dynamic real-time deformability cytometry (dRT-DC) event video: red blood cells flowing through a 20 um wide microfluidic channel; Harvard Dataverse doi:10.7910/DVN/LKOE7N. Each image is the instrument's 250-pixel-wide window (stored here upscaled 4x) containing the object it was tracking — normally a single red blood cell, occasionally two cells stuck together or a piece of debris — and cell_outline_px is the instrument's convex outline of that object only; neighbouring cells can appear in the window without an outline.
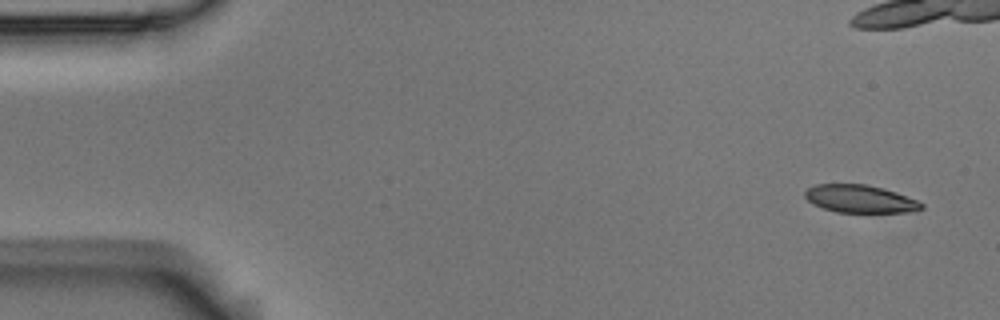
{"species": "Egyptian fruit bat (a non-hibernating species)", "species_latin": "Rousettus aegyptiacus", "temperature_condition": "room temperature", "stored_images_in_passage": 6, "camera_frame_rate_fps": 3000, "um_per_image_px": 0.085, "animal": {"sex": "male"}, "frame": {"image": 1, "passage_image": 1, "time_ms": 0.0, "image_size_px": [1000, 320], "cell_outline_px": [[924, 208], [904, 212], [836, 212], [812, 204], [804, 196], [804, 192], [808, 188], [816, 184], [864, 184], [884, 188], [896, 192], [916, 200], [924, 204]], "centroid_in_image_um": [73.08, 16.9], "position_along_channel_um": 11.9, "area_um2": 18.73}}